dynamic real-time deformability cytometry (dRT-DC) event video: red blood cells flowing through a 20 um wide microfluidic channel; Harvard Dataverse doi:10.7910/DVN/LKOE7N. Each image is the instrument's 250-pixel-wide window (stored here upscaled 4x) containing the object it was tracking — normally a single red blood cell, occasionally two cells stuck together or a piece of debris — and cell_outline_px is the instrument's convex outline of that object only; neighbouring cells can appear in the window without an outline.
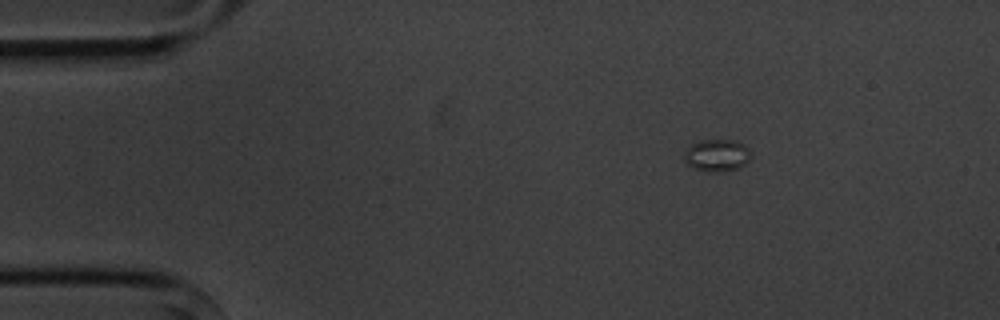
{"species": "common noctule bat (a hibernating species)", "species_latin": "Nyctalus noctula", "temperature_condition": "cold", "stored_images_in_passage": 4, "camera_frame_rate_fps": 3000, "um_per_image_px": 0.085, "animal": {"sex": "male", "body_mass_g": 20.1, "forearm_length_mm": 53.5}, "frame": {"image": 1, "passage_image": 1, "time_ms": 0.0, "image_size_px": [1000, 320], "cell_outline_px": [[752, 156], [740, 168], [716, 172], [708, 172], [696, 168], [688, 164], [684, 160], [684, 152], [692, 144], [700, 140], [736, 140], [744, 144], [752, 152]], "centroid_in_image_um": [60.97, 13.19], "position_along_channel_um": 24.0, "area_um2": 12.54}}